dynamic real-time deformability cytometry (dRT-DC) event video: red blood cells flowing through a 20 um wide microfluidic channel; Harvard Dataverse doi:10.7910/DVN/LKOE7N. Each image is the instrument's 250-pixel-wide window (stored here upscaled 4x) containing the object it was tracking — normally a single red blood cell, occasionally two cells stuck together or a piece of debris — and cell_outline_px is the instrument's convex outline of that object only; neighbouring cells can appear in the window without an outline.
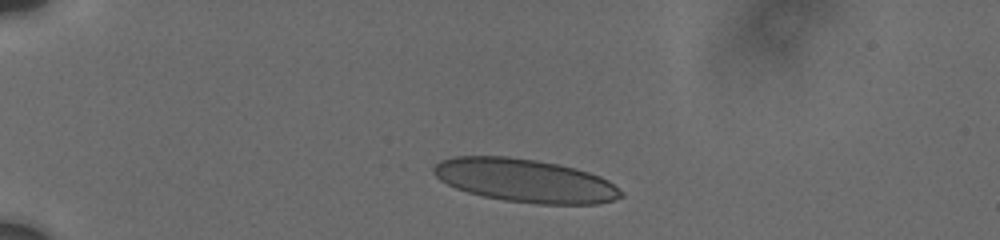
{"species": "human", "species_latin": "Homo sapiens", "temperature_condition": "cold", "stored_images_in_passage": 6, "camera_frame_rate_fps": 3000, "um_per_image_px": 0.085, "donor": {"sex": "male"}, "frame": {"image": 1, "passage_image": 1, "time_ms": 0.0, "image_size_px": [1000, 240], "cell_outline_px": [[624, 196], [612, 200], [596, 204], [540, 204], [504, 200], [484, 196], [468, 192], [456, 188], [440, 180], [432, 172], [432, 168], [440, 160], [452, 156], [508, 156], [536, 160], [560, 164], [576, 168], [600, 176], [608, 180], [624, 192]], "centroid_in_image_um": [44.64, 15.34], "position_along_channel_um": 40.4, "area_um2": 47.4}}
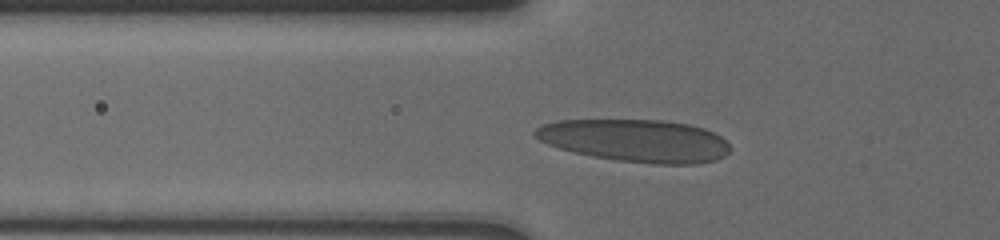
{"frame": {"image": 2, "passage_image": 4, "time_ms": 2.333, "image_size_px": [1000, 240], "cell_outline_px": [[728, 152], [724, 156], [716, 160], [696, 164], [652, 164], [616, 160], [592, 156], [572, 152], [548, 144], [532, 136], [532, 132], [536, 128], [544, 124], [556, 120], [664, 120], [688, 124], [704, 128], [720, 136], [728, 144]], "centroid_in_image_um": [53.99, 11.95], "position_along_channel_um": 71.8, "area_um2": 48.44}}
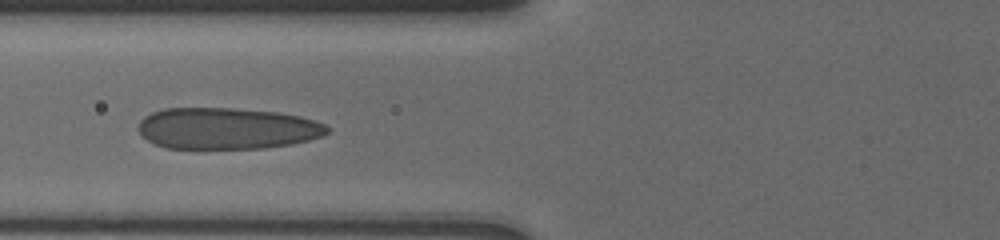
{"frame": {"image": 3, "passage_image": 5, "time_ms": 3.333, "image_size_px": [1000, 240], "cell_outline_px": [[328, 132], [320, 136], [308, 140], [292, 144], [264, 148], [164, 148], [148, 140], [140, 132], [140, 120], [144, 116], [152, 112], [164, 108], [232, 108], [276, 112], [300, 116], [324, 124], [328, 128]], "centroid_in_image_um": [19.28, 10.91], "position_along_channel_um": 106.5, "area_um2": 45.32}}